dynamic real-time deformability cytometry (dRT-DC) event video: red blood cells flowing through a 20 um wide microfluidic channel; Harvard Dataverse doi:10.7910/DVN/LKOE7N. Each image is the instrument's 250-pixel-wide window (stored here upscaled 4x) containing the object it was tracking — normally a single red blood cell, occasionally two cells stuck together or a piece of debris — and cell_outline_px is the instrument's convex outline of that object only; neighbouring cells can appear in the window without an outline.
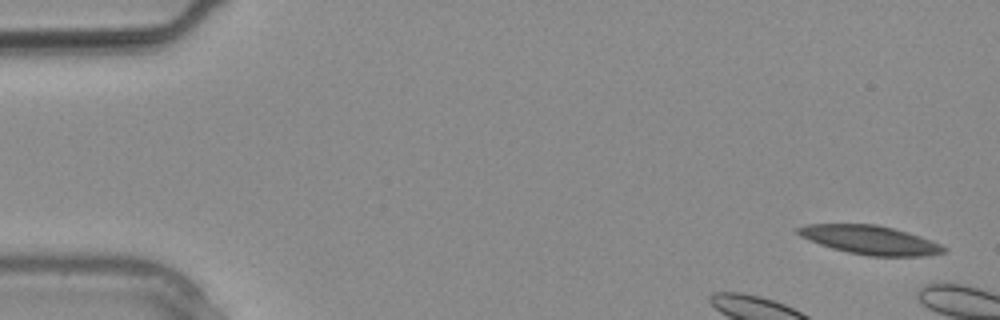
{"species": "common noctule bat (a hibernating species)", "species_latin": "Nyctalus noctula", "temperature_condition": "warm", "stored_images_in_passage": 3, "camera_frame_rate_fps": 3000, "um_per_image_px": 0.085, "animal": {"sex": "male", "body_mass_g": 20.4}, "frame": {"image": 1, "passage_image": 1, "time_ms": 0.0, "image_size_px": [1000, 320], "cell_outline_px": [[948, 252], [924, 256], [868, 256], [848, 252], [832, 248], [808, 240], [800, 236], [796, 232], [796, 228], [808, 224], [876, 224], [908, 232], [932, 240], [948, 248]], "centroid_in_image_um": [73.99, 20.4], "position_along_channel_um": 11.0, "area_um2": 24.57}}